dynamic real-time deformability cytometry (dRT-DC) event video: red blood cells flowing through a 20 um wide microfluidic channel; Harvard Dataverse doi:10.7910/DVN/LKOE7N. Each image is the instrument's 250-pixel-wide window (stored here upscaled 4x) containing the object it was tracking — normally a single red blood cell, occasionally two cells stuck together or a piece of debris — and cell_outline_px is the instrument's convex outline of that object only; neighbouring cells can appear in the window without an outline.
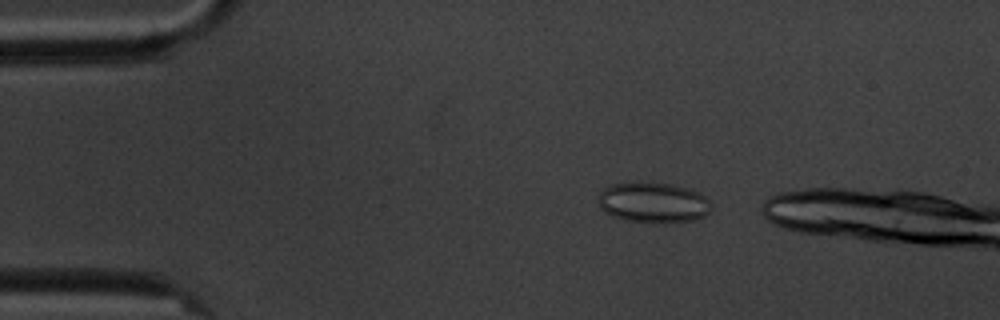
{"species": "common noctule bat (a hibernating species)", "species_latin": "Nyctalus noctula", "temperature_condition": "cold", "stored_images_in_passage": 3, "camera_frame_rate_fps": 3000, "um_per_image_px": 0.085, "animal": {"sex": "male", "body_mass_g": 20.1, "forearm_length_mm": 53.5}, "frame": {"image": 1, "passage_image": 1, "time_ms": 0.0, "image_size_px": [1000, 320], "cell_outline_px": [[712, 208], [704, 216], [692, 220], [664, 224], [656, 224], [624, 220], [612, 216], [604, 212], [600, 208], [596, 200], [596, 196], [604, 188], [612, 184], [668, 184], [688, 188], [704, 196], [712, 204]], "centroid_in_image_um": [55.49, 17.27], "position_along_channel_um": 29.5, "area_um2": 26.65}}